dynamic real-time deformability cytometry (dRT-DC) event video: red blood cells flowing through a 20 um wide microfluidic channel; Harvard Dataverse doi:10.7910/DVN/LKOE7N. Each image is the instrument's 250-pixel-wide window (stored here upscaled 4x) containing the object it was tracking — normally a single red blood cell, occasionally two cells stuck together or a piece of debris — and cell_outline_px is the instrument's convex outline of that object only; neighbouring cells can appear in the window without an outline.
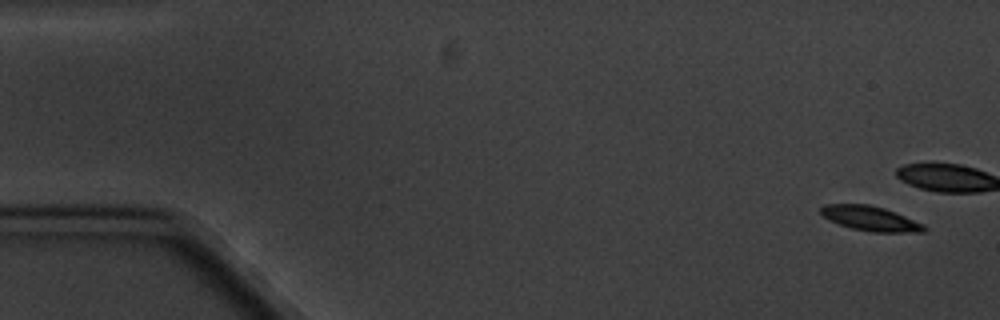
{"species": "common noctule bat (a hibernating species)", "species_latin": "Nyctalus noctula", "temperature_condition": "cold", "stored_images_in_passage": 6, "camera_frame_rate_fps": 3000, "um_per_image_px": 0.085, "animal": {"sex": "male", "body_mass_g": 20.1, "forearm_length_mm": 53.5}, "frame": {"image": 1, "passage_image": 1, "time_ms": 0.0, "image_size_px": [1000, 320], "cell_outline_px": [[928, 228], [924, 232], [868, 232], [852, 228], [828, 220], [820, 212], [820, 208], [824, 204], [868, 204], [884, 208], [924, 224]], "centroid_in_image_um": [73.99, 18.57], "position_along_channel_um": 11.0, "area_um2": 14.85}}